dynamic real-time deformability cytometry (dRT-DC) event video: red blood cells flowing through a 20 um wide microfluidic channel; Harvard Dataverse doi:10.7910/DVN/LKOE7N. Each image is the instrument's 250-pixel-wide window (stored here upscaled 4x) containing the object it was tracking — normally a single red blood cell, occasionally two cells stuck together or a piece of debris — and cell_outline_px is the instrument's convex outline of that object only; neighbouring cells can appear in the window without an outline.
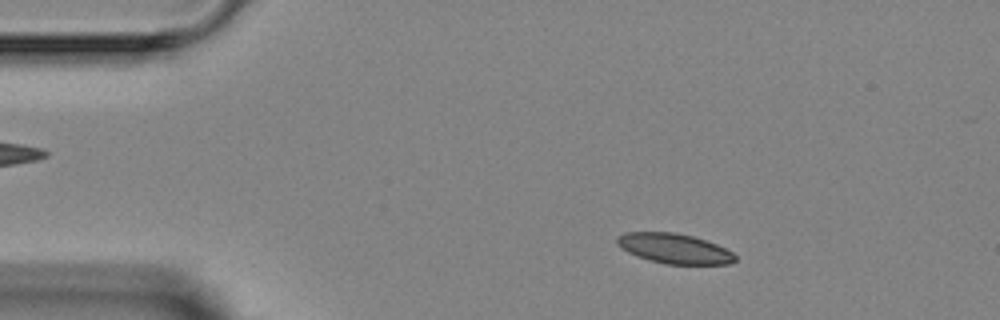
{"species": "Egyptian fruit bat (a non-hibernating species)", "species_latin": "Rousettus aegyptiacus", "temperature_condition": "room temperature", "stored_images_in_passage": 5, "camera_frame_rate_fps": 3000, "um_per_image_px": 0.085, "animal": {"sex": "female"}, "frame": {"image": 1, "passage_image": 2, "time_ms": 1.0, "image_size_px": [1000, 320], "cell_outline_px": [[736, 260], [728, 264], [668, 264], [648, 260], [636, 256], [620, 248], [616, 244], [616, 236], [624, 232], [676, 232], [692, 236], [716, 244], [732, 252], [736, 256]], "centroid_in_image_um": [57.26, 21.12], "position_along_channel_um": 27.7, "area_um2": 20.69}}
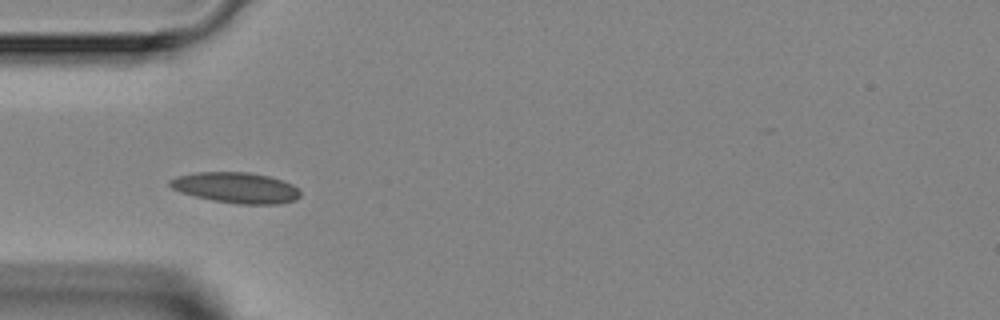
{"frame": {"image": 2, "passage_image": 4, "time_ms": 3.333, "image_size_px": [1000, 320], "cell_outline_px": [[300, 196], [296, 200], [280, 204], [236, 204], [212, 200], [180, 192], [172, 188], [168, 184], [168, 180], [176, 176], [196, 172], [248, 172], [268, 176], [292, 184], [300, 192]], "centroid_in_image_um": [20.04, 15.96], "position_along_channel_um": 65.0, "area_um2": 23.35}}
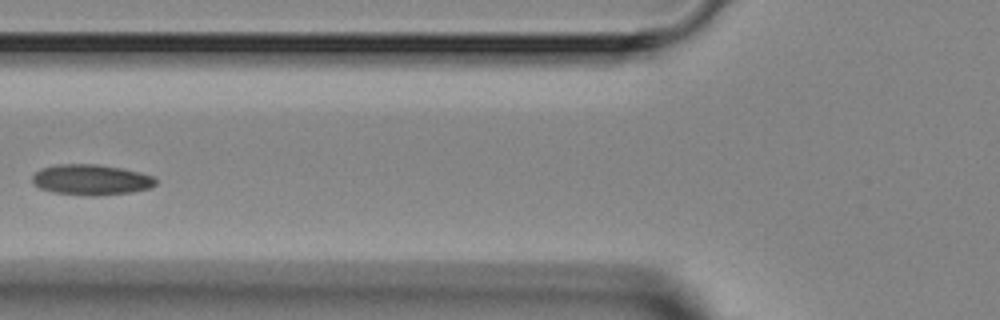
{"frame": {"image": 3, "passage_image": 5, "time_ms": 4.667, "image_size_px": [1000, 320], "cell_outline_px": [[156, 184], [152, 188], [132, 192], [96, 196], [88, 196], [52, 192], [40, 188], [32, 180], [32, 176], [40, 168], [56, 164], [96, 164], [120, 168], [140, 172], [152, 176], [156, 180]], "centroid_in_image_um": [7.75, 15.28], "position_along_channel_um": 118.0, "area_um2": 22.08}}